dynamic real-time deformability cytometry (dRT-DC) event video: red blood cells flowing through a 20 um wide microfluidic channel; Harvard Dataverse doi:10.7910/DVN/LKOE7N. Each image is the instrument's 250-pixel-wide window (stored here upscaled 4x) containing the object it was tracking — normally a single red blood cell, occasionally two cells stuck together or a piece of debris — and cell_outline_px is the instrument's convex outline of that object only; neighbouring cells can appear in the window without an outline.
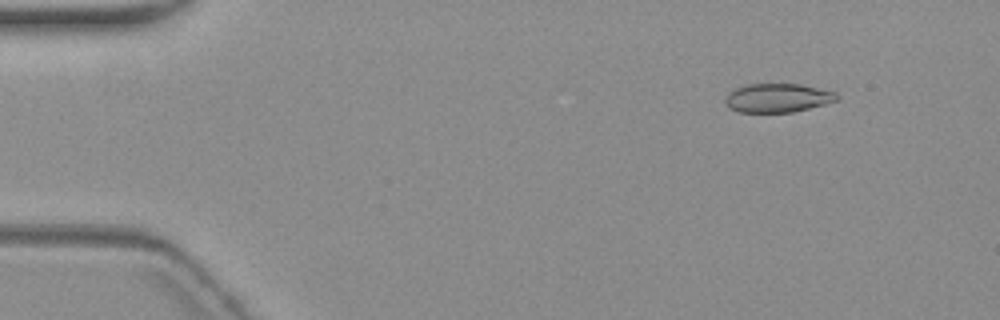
{"species": "common noctule bat (a hibernating species)", "species_latin": "Nyctalus noctula", "temperature_condition": "warm", "stored_images_in_passage": 7, "camera_frame_rate_fps": 3000, "um_per_image_px": 0.085, "animal": {"sex": "female", "body_mass_g": 19.3, "forearm_length_mm": 54.1}, "frame": {"image": 1, "passage_image": 2, "time_ms": 1.333, "image_size_px": [1000, 320], "cell_outline_px": [[840, 100], [792, 112], [740, 112], [728, 108], [724, 104], [724, 96], [728, 92], [744, 84], [800, 84], [836, 92], [840, 96]], "centroid_in_image_um": [66.07, 8.32], "position_along_channel_um": 18.9, "area_um2": 18.96}}
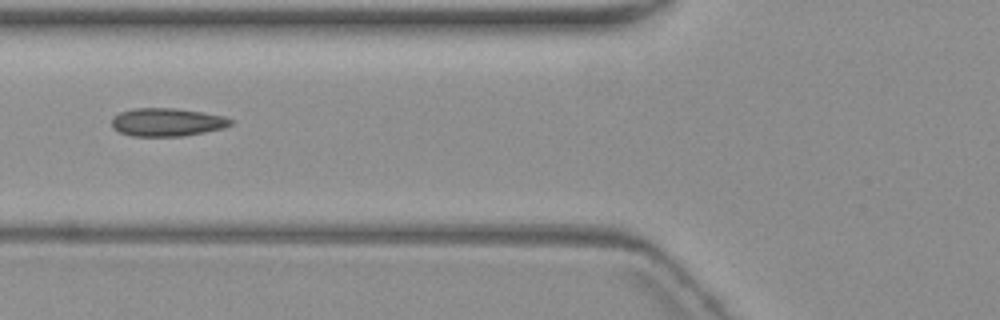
{"frame": {"image": 2, "passage_image": 6, "time_ms": 6.667, "image_size_px": [1000, 320], "cell_outline_px": [[232, 124], [224, 128], [184, 136], [132, 136], [120, 132], [112, 128], [112, 116], [120, 112], [132, 108], [176, 108], [224, 116], [232, 120]], "centroid_in_image_um": [14.17, 10.38], "position_along_channel_um": 111.6, "area_um2": 19.54}}
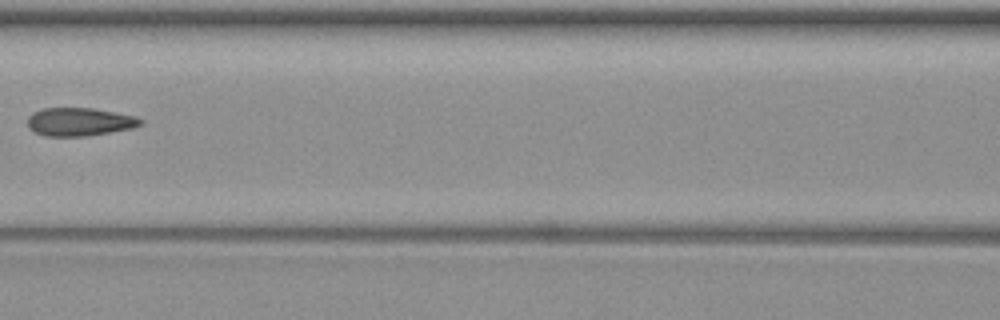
{"frame": {"image": 3, "passage_image": 7, "time_ms": 8.0, "image_size_px": [1000, 320], "cell_outline_px": [[144, 124], [132, 128], [84, 136], [44, 136], [28, 128], [28, 116], [32, 112], [44, 108], [92, 108], [136, 116], [144, 120]], "centroid_in_image_um": [6.76, 10.35], "position_along_channel_um": 159.8, "area_um2": 18.55}}